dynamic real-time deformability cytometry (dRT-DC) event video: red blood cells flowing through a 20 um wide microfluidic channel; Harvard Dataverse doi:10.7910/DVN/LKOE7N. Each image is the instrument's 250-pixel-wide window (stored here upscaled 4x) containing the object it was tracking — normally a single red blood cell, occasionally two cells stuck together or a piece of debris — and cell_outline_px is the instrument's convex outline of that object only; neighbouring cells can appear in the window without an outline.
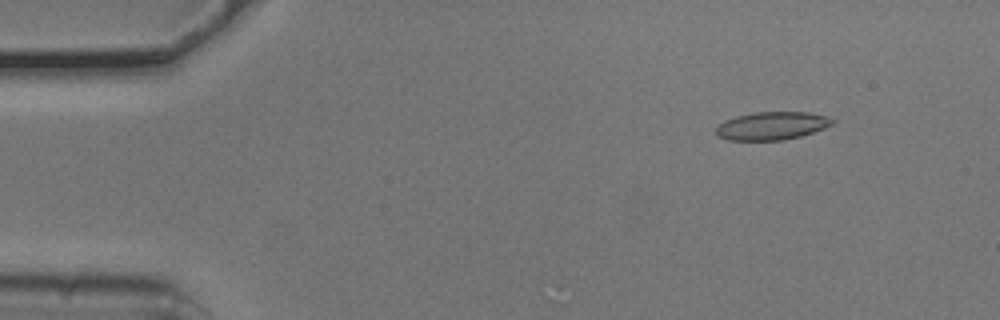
{"species": "common noctule bat (a hibernating species)", "species_latin": "Nyctalus noctula", "temperature_condition": "cold", "stored_images_in_passage": 7, "camera_frame_rate_fps": 3000, "um_per_image_px": 0.085, "animal": {"sex": "male", "body_mass_g": 20.5, "forearm_length_mm": 52.5}, "frame": {"image": 1, "passage_image": 2, "time_ms": 0.333, "image_size_px": [1000, 320], "cell_outline_px": [[836, 124], [800, 136], [784, 140], [728, 140], [716, 136], [716, 128], [724, 120], [736, 116], [756, 112], [808, 112], [824, 116], [836, 120]], "centroid_in_image_um": [65.61, 10.69], "position_along_channel_um": 19.4, "area_um2": 19.02}}
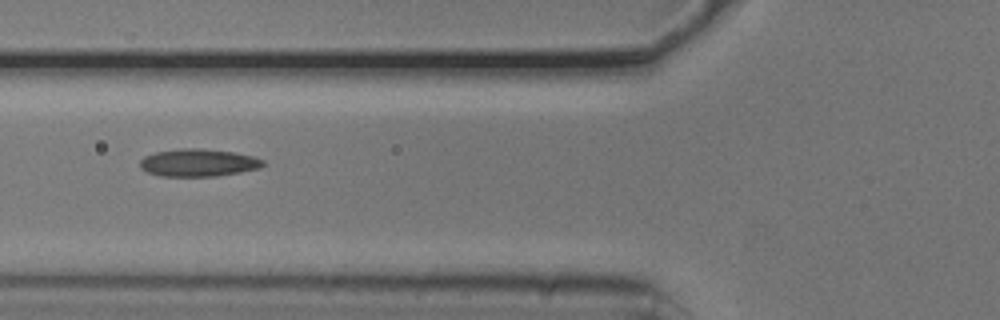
{"frame": {"image": 2, "passage_image": 5, "time_ms": 1.333, "image_size_px": [1000, 320], "cell_outline_px": [[264, 164], [260, 168], [240, 172], [216, 176], [160, 176], [148, 172], [140, 168], [140, 160], [144, 156], [156, 152], [180, 148], [196, 148], [236, 152], [252, 156], [264, 160]], "centroid_in_image_um": [16.85, 13.83], "position_along_channel_um": 108.9, "area_um2": 19.77}}
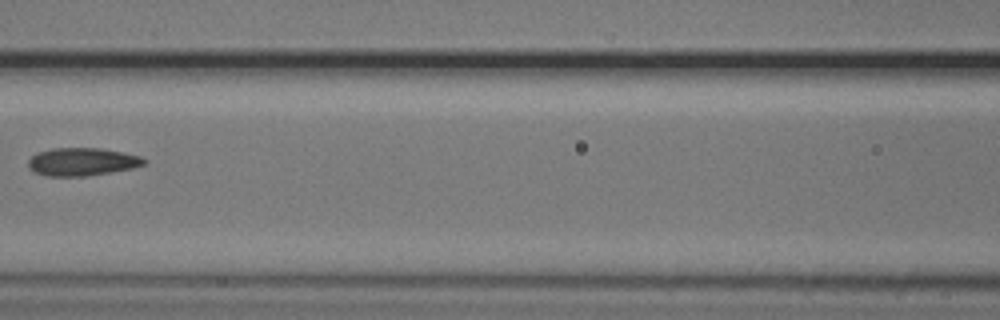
{"frame": {"image": 3, "passage_image": 6, "time_ms": 1.667, "image_size_px": [1000, 320], "cell_outline_px": [[148, 160], [144, 164], [132, 168], [88, 176], [44, 176], [32, 172], [28, 168], [28, 160], [36, 152], [52, 148], [100, 148], [140, 156]], "centroid_in_image_um": [6.92, 13.75], "position_along_channel_um": 159.7, "area_um2": 18.96}}